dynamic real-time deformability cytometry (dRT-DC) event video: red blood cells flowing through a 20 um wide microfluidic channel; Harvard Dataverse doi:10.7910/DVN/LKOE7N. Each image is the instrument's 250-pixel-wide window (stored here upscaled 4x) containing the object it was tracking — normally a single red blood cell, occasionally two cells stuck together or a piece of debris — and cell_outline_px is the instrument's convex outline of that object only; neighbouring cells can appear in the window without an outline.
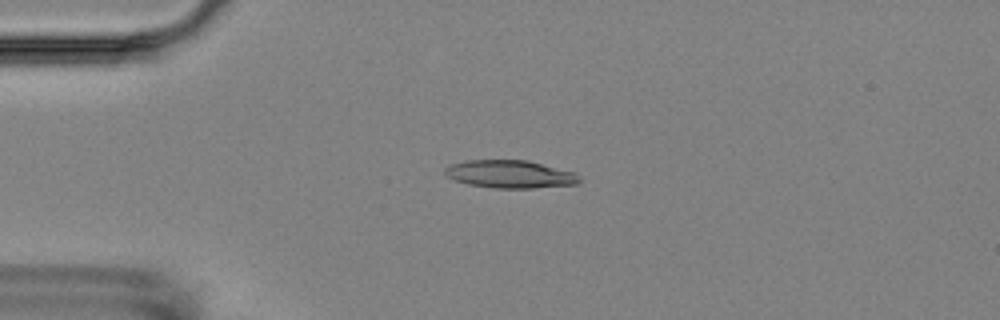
{"species": "Egyptian fruit bat (a non-hibernating species)", "species_latin": "Rousettus aegyptiacus", "temperature_condition": "room temperature", "stored_images_in_passage": 3, "camera_frame_rate_fps": 3000, "um_per_image_px": 0.085, "animal": {"sex": "female"}, "frame": {"image": 1, "passage_image": 3, "time_ms": 3.667, "image_size_px": [1000, 320], "cell_outline_px": [[580, 180], [576, 184], [532, 188], [492, 188], [468, 184], [456, 180], [448, 176], [444, 172], [444, 168], [448, 164], [464, 160], [528, 160], [576, 172]], "centroid_in_image_um": [43.33, 14.79], "position_along_channel_um": 41.7, "area_um2": 21.91}}